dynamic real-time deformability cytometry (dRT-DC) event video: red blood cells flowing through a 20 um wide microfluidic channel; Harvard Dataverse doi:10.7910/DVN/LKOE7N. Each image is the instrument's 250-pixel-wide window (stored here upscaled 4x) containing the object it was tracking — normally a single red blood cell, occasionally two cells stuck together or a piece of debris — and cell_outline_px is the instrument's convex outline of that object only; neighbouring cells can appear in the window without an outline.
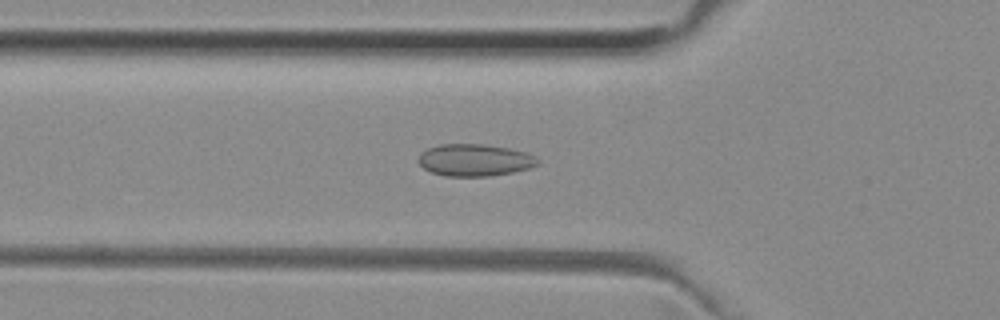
{"species": "common noctule bat (a hibernating species)", "species_latin": "Nyctalus noctula", "temperature_condition": "room temperature", "stored_images_in_passage": 51, "camera_frame_rate_fps": 3000, "um_per_image_px": 0.085, "animal": {"sex": "female", "body_mass_g": 29.2, "forearm_length_mm": 56.3}, "frame": {"image": 1, "passage_image": 17, "time_ms": 5.333, "image_size_px": [1000, 320], "cell_outline_px": [[540, 164], [528, 168], [512, 172], [492, 176], [444, 176], [432, 172], [424, 168], [416, 160], [420, 152], [428, 148], [440, 144], [484, 144], [508, 148], [524, 152], [536, 156], [540, 160]], "centroid_in_image_um": [40.33, 13.6], "position_along_channel_um": 85.5, "area_um2": 22.43}}
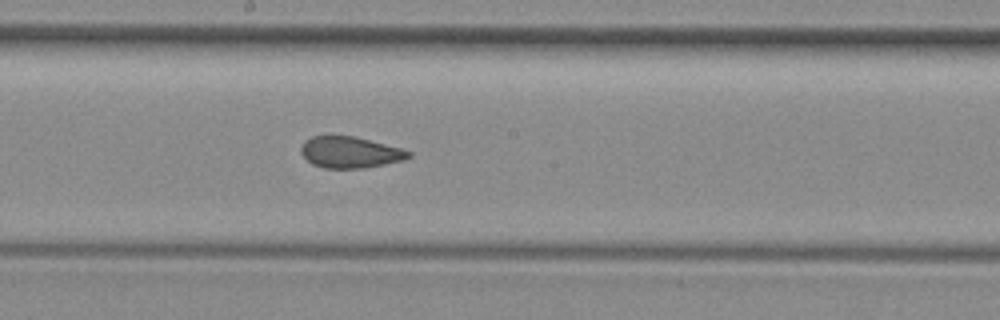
{"frame": {"image": 2, "passage_image": 27, "time_ms": 8.667, "image_size_px": [1000, 320], "cell_outline_px": [[412, 156], [404, 160], [364, 168], [324, 168], [312, 164], [300, 152], [300, 148], [304, 140], [312, 136], [352, 136], [400, 148], [412, 152]], "centroid_in_image_um": [29.74, 12.95], "position_along_channel_um": 218.5, "area_um2": 19.48}}
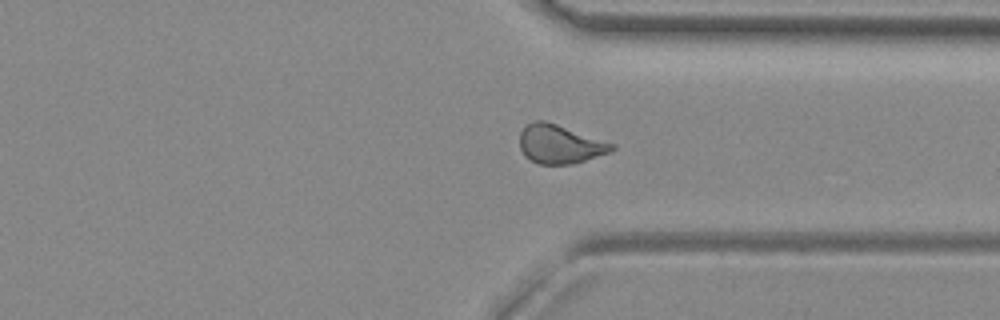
{"frame": {"image": 3, "passage_image": 38, "time_ms": 12.333, "image_size_px": [1000, 320], "cell_outline_px": [[616, 148], [608, 152], [572, 164], [536, 164], [524, 156], [520, 148], [520, 132], [528, 124], [536, 120], [544, 120], [616, 144]], "centroid_in_image_um": [47.56, 12.26], "position_along_channel_um": 363.8, "area_um2": 20.63}, "authors_computed_cell_mechanics": {"area_um2": 20.8658, "velocity_mm_per_s": 3.9737, "shape_relaxation_time_tau1_ms": null, "shape_relaxation_time_tau2_ms": 1.163, "deformation_change_tau1": null, "deformation_change_tau2": 0.0715}}